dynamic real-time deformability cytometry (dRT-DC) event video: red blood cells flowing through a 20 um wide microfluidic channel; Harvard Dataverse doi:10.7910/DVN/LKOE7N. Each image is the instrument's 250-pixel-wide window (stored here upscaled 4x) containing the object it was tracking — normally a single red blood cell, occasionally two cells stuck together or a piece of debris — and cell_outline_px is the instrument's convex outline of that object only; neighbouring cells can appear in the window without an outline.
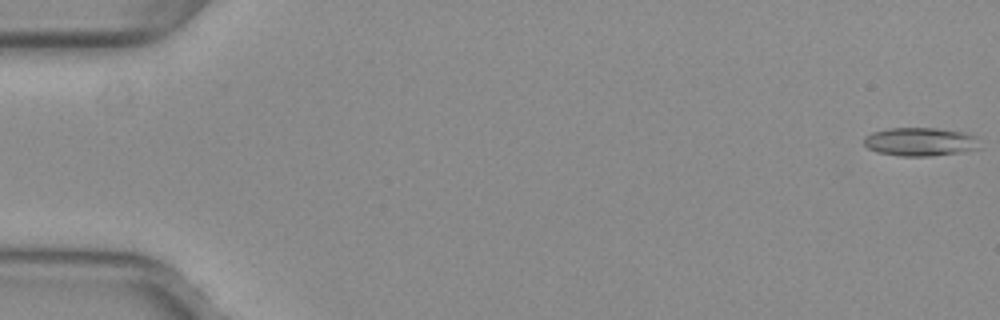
{"species": "common noctule bat (a hibernating species)", "species_latin": "Nyctalus noctula", "temperature_condition": "warm", "stored_images_in_passage": 15, "camera_frame_rate_fps": 3000, "um_per_image_px": 0.085, "animal": {"sex": "female", "body_mass_g": 29.2, "forearm_length_mm": 56.3}, "frame": {"image": 1, "passage_image": 1, "time_ms": 0.0, "image_size_px": [1000, 320], "cell_outline_px": [[980, 148], [960, 152], [928, 156], [900, 156], [876, 152], [868, 148], [864, 144], [864, 136], [872, 132], [888, 128], [936, 128], [964, 132], [976, 136]], "centroid_in_image_um": [78.19, 12.04], "position_along_channel_um": 6.8, "area_um2": 19.25}}
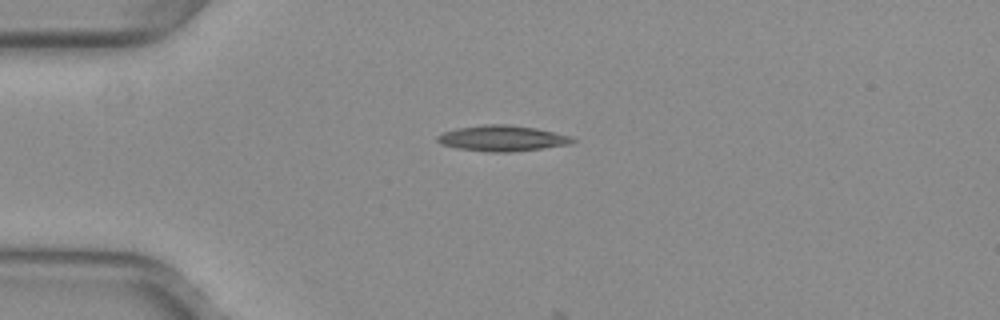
{"frame": {"image": 2, "passage_image": 14, "time_ms": 4.333, "image_size_px": [1000, 320], "cell_outline_px": [[576, 140], [572, 144], [512, 152], [488, 152], [456, 148], [440, 144], [436, 140], [436, 136], [444, 132], [456, 128], [484, 124], [508, 124], [536, 128], [572, 136]], "centroid_in_image_um": [42.68, 11.75], "position_along_channel_um": 42.3, "area_um2": 20.46}}